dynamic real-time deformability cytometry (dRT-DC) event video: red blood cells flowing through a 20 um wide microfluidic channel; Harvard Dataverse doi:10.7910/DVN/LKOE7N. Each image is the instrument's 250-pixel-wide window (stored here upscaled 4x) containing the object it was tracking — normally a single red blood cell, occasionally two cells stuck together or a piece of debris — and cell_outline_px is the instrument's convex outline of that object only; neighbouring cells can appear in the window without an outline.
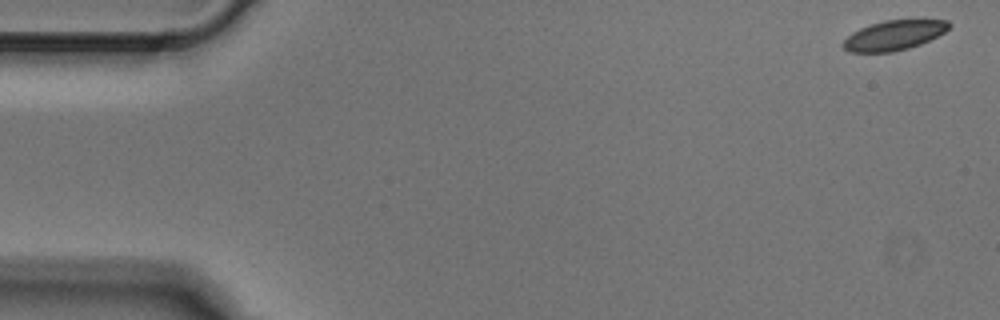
{"species": "Egyptian fruit bat (a non-hibernating species)", "species_latin": "Rousettus aegyptiacus", "temperature_condition": "cold", "stored_images_in_passage": 4, "camera_frame_rate_fps": 3000, "um_per_image_px": 0.085, "animal": {"sex": "male"}, "frame": {"image": 1, "passage_image": 1, "time_ms": 0.0, "image_size_px": [1000, 320], "cell_outline_px": [[952, 24], [944, 32], [920, 44], [908, 48], [892, 52], [848, 52], [840, 44], [852, 32], [860, 28], [884, 20], [948, 20]], "centroid_in_image_um": [75.95, 3.0], "position_along_channel_um": 9.0, "area_um2": 18.21}}
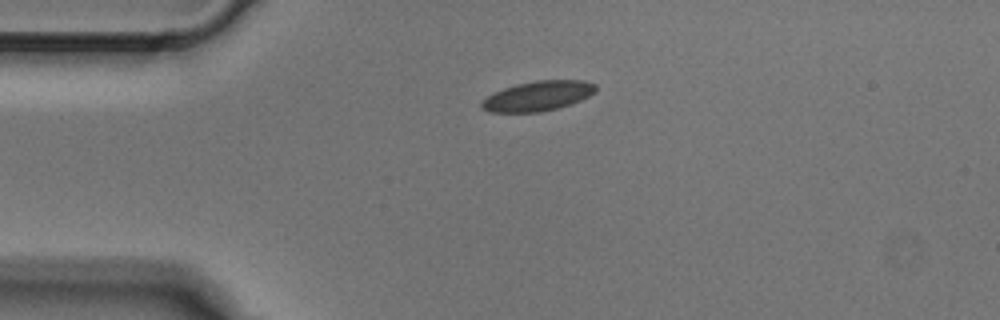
{"frame": {"image": 2, "passage_image": 3, "time_ms": 0.667, "image_size_px": [1000, 320], "cell_outline_px": [[596, 92], [572, 104], [540, 112], [488, 112], [480, 108], [480, 100], [504, 88], [516, 84], [536, 80], [584, 80], [596, 84]], "centroid_in_image_um": [45.71, 8.16], "position_along_channel_um": 39.3, "area_um2": 19.94}}